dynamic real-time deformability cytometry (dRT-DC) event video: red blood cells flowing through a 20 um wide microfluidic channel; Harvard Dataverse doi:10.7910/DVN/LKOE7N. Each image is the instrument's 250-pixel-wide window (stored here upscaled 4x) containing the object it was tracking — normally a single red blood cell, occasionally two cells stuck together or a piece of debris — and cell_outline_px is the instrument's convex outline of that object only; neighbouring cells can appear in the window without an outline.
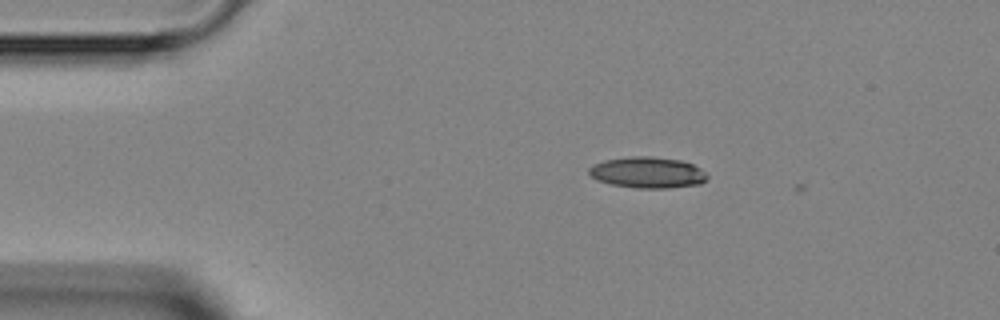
{"species": "Egyptian fruit bat (a non-hibernating species)", "species_latin": "Rousettus aegyptiacus", "temperature_condition": "room temperature", "stored_images_in_passage": 3, "camera_frame_rate_fps": 3000, "um_per_image_px": 0.085, "animal": {"sex": "female"}, "frame": {"image": 1, "passage_image": 2, "time_ms": 1.0, "image_size_px": [1000, 320], "cell_outline_px": [[708, 180], [700, 184], [668, 188], [636, 188], [612, 184], [596, 180], [588, 172], [588, 168], [592, 164], [604, 160], [632, 156], [648, 156], [680, 160], [692, 164], [700, 168], [708, 176]], "centroid_in_image_um": [55.03, 14.66], "position_along_channel_um": 30.0, "area_um2": 21.5}}